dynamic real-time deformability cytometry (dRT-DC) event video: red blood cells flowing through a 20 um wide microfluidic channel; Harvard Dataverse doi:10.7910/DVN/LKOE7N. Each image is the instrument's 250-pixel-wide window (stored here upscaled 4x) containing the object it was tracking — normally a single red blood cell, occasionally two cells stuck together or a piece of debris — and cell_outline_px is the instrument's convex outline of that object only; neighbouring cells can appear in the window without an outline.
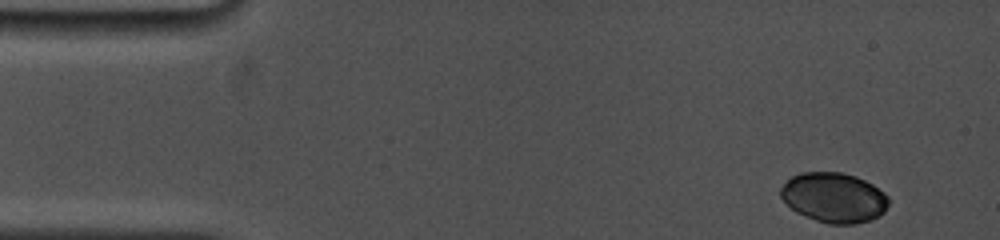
{"species": "common noctule bat (a hibernating species)", "species_latin": "Nyctalus noctula", "temperature_condition": "cold", "stored_images_in_passage": 36, "camera_frame_rate_fps": 5000, "um_per_image_px": 0.085, "animal": {"sex": "female", "body_mass_g": 19.0, "forearm_length_mm": 53.3}, "frame": {"image": 1, "passage_image": 1, "time_ms": 0.0, "image_size_px": [1000, 240], "cell_outline_px": [[888, 204], [884, 212], [880, 216], [872, 220], [856, 224], [828, 224], [804, 216], [796, 212], [780, 196], [780, 188], [792, 176], [800, 172], [840, 172], [856, 176], [872, 184], [884, 192], [888, 196]], "centroid_in_image_um": [70.9, 16.8], "position_along_channel_um": 14.1, "area_um2": 31.5}}